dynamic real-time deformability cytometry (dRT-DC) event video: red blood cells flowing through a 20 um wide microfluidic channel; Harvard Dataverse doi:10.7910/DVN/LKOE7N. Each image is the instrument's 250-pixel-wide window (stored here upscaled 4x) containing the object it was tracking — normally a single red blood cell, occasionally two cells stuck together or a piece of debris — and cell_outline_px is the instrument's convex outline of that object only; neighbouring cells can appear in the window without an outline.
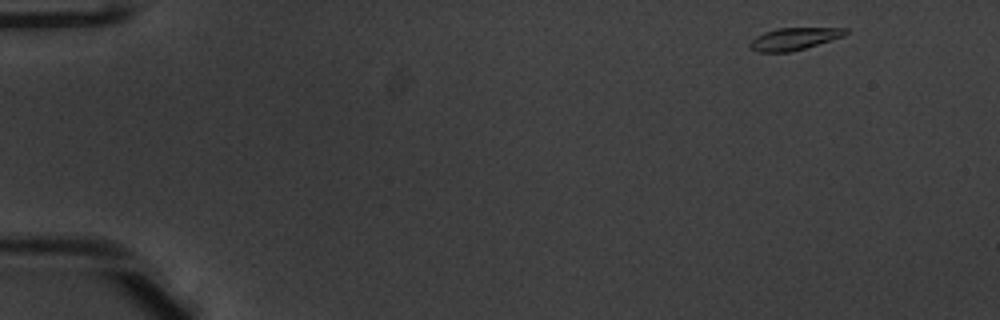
{"species": "common noctule bat (a hibernating species)", "species_latin": "Nyctalus noctula", "temperature_condition": "warm", "stored_images_in_passage": 48, "camera_frame_rate_fps": 3000, "um_per_image_px": 0.085, "animal": {"sex": "male", "body_mass_g": 20.1, "forearm_length_mm": 53.5}, "frame": {"image": 1, "passage_image": 1, "time_ms": 0.0, "image_size_px": [1000, 320], "cell_outline_px": [[848, 32], [844, 36], [804, 48], [788, 52], [760, 52], [748, 48], [748, 44], [756, 36], [764, 32], [780, 28], [848, 28]], "centroid_in_image_um": [67.47, 3.3], "position_along_channel_um": 17.5, "area_um2": 12.25}}
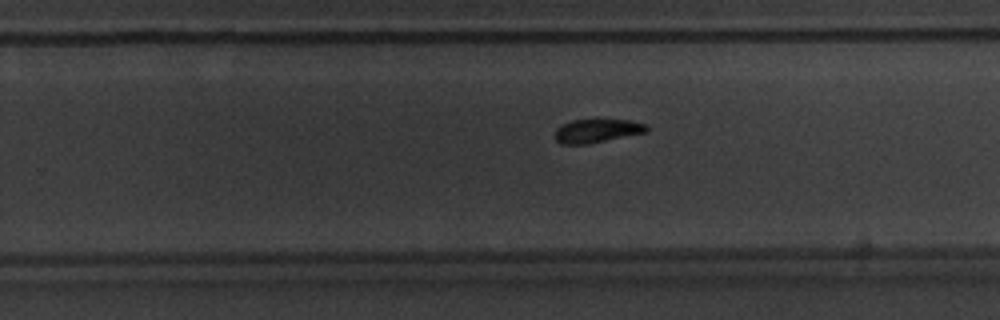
{"frame": {"image": 2, "passage_image": 30, "time_ms": 9.667, "image_size_px": [1000, 320], "cell_outline_px": [[648, 132], [588, 144], [560, 144], [552, 136], [556, 128], [560, 124], [572, 120], [628, 120], [648, 124]], "centroid_in_image_um": [50.7, 11.12], "position_along_channel_um": 279.1, "area_um2": 12.83}}
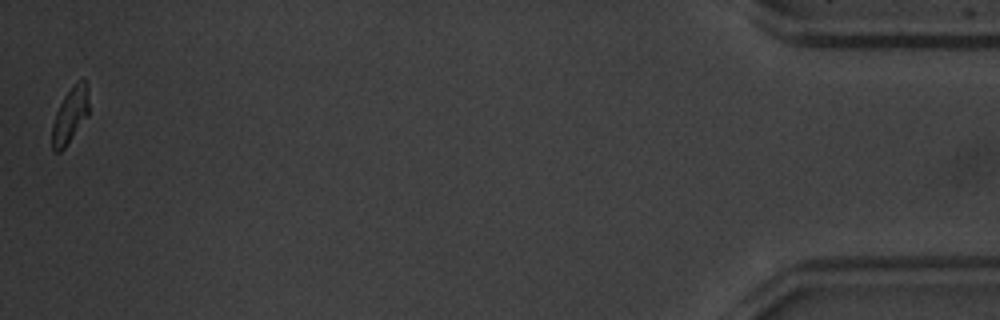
{"frame": {"image": 3, "passage_image": 48, "time_ms": 15.667, "image_size_px": [1000, 320], "cell_outline_px": [[88, 116], [64, 148], [60, 152], [52, 152], [52, 124], [56, 112], [64, 96], [72, 84], [76, 80], [84, 76], [88, 80]], "centroid_in_image_um": [5.98, 9.72], "position_along_channel_um": 429.2, "area_um2": 12.25}, "authors_computed_cell_mechanics": {"area_um2": 13.0628, "velocity_mm_per_s": 3.9209, "shape_relaxation_time_tau1_ms": 2.8017, "shape_relaxation_time_tau2_ms": 4.6595, "deformation_change_tau1": 0.1275, "deformation_change_tau2": 0.0673}}